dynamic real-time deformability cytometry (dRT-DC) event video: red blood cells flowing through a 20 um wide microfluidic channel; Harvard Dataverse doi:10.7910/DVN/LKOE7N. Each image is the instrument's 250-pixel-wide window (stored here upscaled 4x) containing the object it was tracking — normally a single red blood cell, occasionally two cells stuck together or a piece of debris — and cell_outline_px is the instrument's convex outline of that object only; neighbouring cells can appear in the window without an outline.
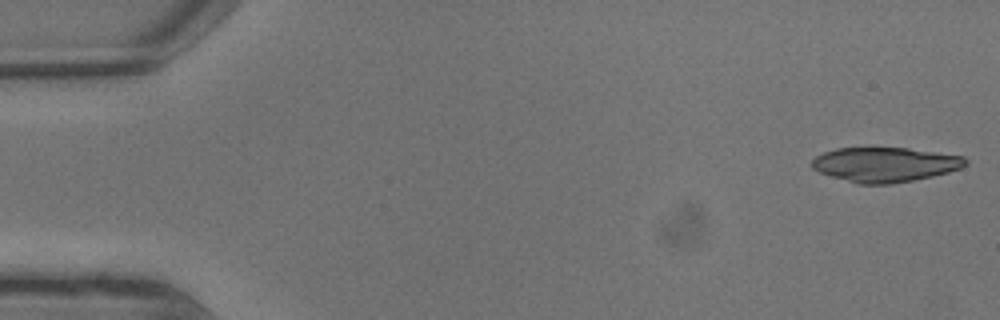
{"species": "common noctule bat (a hibernating species)", "species_latin": "Nyctalus noctula", "temperature_condition": "warm", "stored_images_in_passage": 6, "camera_frame_rate_fps": 3000, "um_per_image_px": 0.085, "animal": {"sex": "male", "body_mass_g": 13.3}, "frame": {"image": 1, "passage_image": 1, "time_ms": 0.0, "image_size_px": [1000, 320], "cell_outline_px": [[968, 164], [960, 168], [948, 172], [932, 176], [892, 184], [860, 184], [832, 176], [820, 172], [812, 168], [812, 160], [816, 156], [824, 152], [836, 148], [908, 148], [964, 156], [968, 160]], "centroid_in_image_um": [75.25, 13.98], "position_along_channel_um": 9.8, "area_um2": 30.81}}
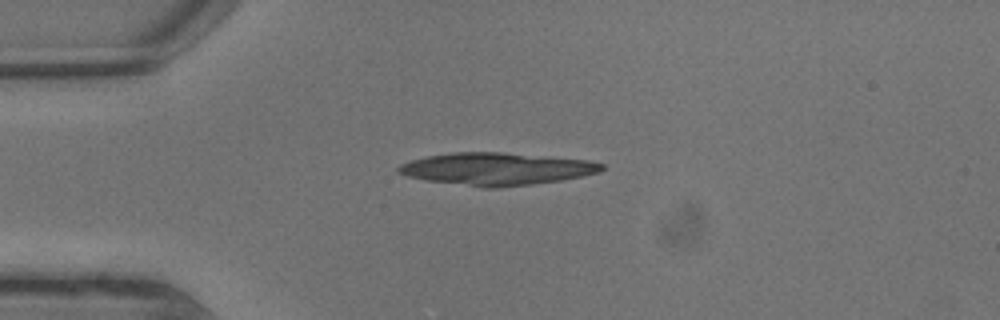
{"frame": {"image": 2, "passage_image": 5, "time_ms": 1.333, "image_size_px": [1000, 320], "cell_outline_px": [[604, 168], [600, 172], [560, 180], [532, 184], [500, 188], [480, 188], [428, 180], [408, 176], [396, 172], [396, 168], [400, 164], [412, 160], [428, 156], [452, 152], [500, 152], [588, 160], [604, 164]], "centroid_in_image_um": [42.18, 14.36], "position_along_channel_um": 42.8, "area_um2": 38.26}}